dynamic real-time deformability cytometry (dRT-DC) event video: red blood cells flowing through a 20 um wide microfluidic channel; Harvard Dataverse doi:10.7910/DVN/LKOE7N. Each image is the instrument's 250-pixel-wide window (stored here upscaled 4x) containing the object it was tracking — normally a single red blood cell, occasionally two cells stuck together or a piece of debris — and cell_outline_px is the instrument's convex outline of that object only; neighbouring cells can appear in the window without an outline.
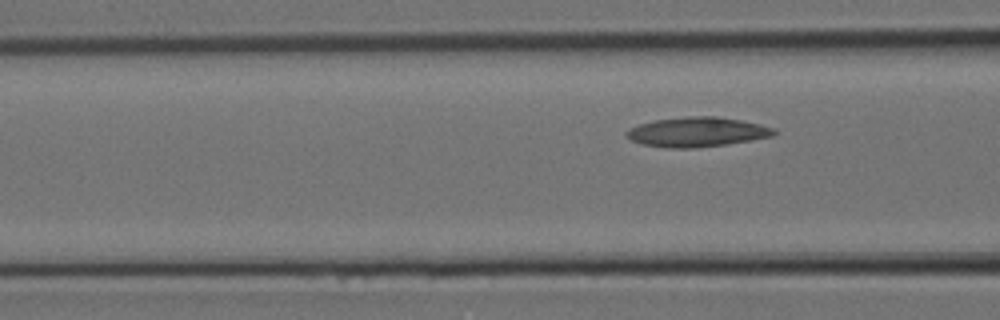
{"species": "Egyptian fruit bat (a non-hibernating species)", "species_latin": "Rousettus aegyptiacus", "temperature_condition": "room temperature", "stored_images_in_passage": 6, "segment_of_instrument_passage": [2, 2], "camera_frame_rate_fps": 3000, "um_per_image_px": 0.085, "animal": {"sex": "female"}, "frame": {"image": 1, "passage_image": 6, "time_ms": 1.667, "image_size_px": [1000, 320], "cell_outline_px": [[776, 132], [772, 136], [724, 144], [696, 148], [664, 148], [640, 144], [624, 136], [624, 132], [640, 124], [656, 120], [688, 116], [716, 116], [740, 120], [760, 124], [772, 128]], "centroid_in_image_um": [59.19, 11.22], "position_along_channel_um": 107.4, "area_um2": 25.26}}